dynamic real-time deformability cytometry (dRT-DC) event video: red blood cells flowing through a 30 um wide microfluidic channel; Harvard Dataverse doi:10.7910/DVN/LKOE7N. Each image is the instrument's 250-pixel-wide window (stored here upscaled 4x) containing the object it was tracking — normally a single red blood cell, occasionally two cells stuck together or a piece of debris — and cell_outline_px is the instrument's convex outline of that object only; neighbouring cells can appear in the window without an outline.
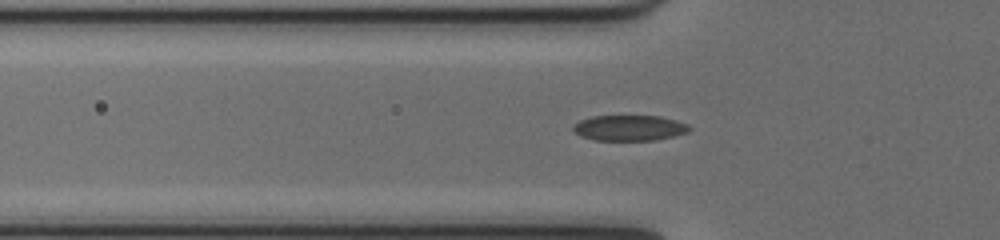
{"species": "common noctule bat (a hibernating species)", "species_latin": "Nyctalus noctula", "temperature_condition": "cold", "stored_images_in_passage": 44, "camera_frame_rate_fps": 3000, "um_per_image_px": 0.085, "animal": {"sex": "female", "body_mass_g": 17.0, "forearm_length_mm": 48.0}, "frame": {"image": 1, "passage_image": 17, "time_ms": 5.333, "image_size_px": [1000, 240], "cell_outline_px": [[692, 128], [688, 132], [656, 140], [592, 140], [580, 136], [572, 128], [580, 120], [592, 116], [660, 116], [676, 120], [688, 124]], "centroid_in_image_um": [53.51, 10.87], "position_along_channel_um": 72.3, "area_um2": 17.28}}
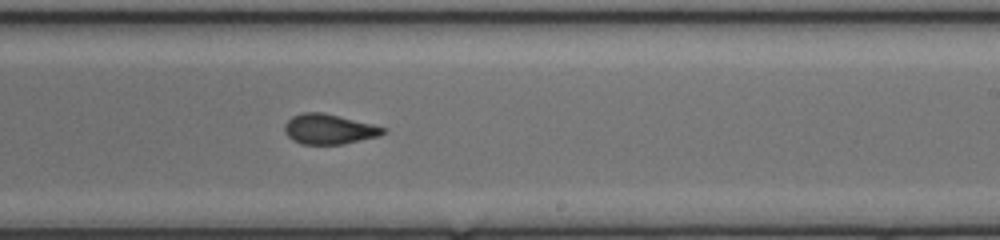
{"frame": {"image": 2, "passage_image": 31, "time_ms": 10.0, "image_size_px": [1000, 240], "cell_outline_px": [[388, 132], [380, 136], [344, 144], [300, 144], [292, 140], [284, 132], [284, 124], [292, 116], [304, 112], [320, 112], [372, 124], [388, 128]], "centroid_in_image_um": [27.98, 10.99], "position_along_channel_um": 261.0, "area_um2": 17.34}}
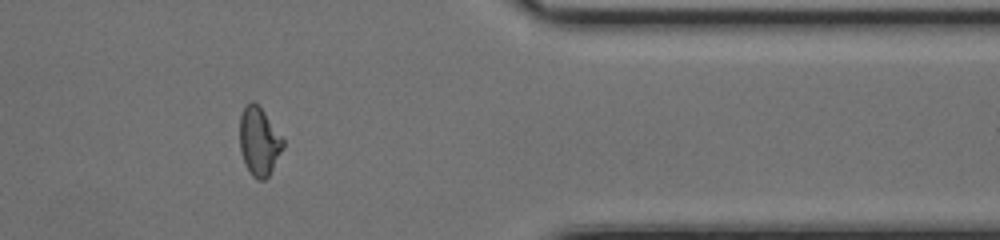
{"frame": {"image": 3, "passage_image": 42, "time_ms": 13.667, "image_size_px": [1000, 240], "cell_outline_px": [[284, 148], [268, 176], [264, 180], [256, 180], [252, 176], [244, 164], [240, 152], [240, 116], [244, 108], [252, 100], [264, 112], [284, 140]], "centroid_in_image_um": [22.01, 12.06], "position_along_channel_um": 389.4, "area_um2": 17.17}, "authors_computed_cell_mechanics": {"area_um2": 17.8891, "velocity_mm_per_s": 4.0253, "shape_relaxation_time_tau1_ms": 3.8652, "shape_relaxation_time_tau2_ms": 1.1313, "deformation_change_tau1": 0.1363, "deformation_change_tau2": 0.0697}}